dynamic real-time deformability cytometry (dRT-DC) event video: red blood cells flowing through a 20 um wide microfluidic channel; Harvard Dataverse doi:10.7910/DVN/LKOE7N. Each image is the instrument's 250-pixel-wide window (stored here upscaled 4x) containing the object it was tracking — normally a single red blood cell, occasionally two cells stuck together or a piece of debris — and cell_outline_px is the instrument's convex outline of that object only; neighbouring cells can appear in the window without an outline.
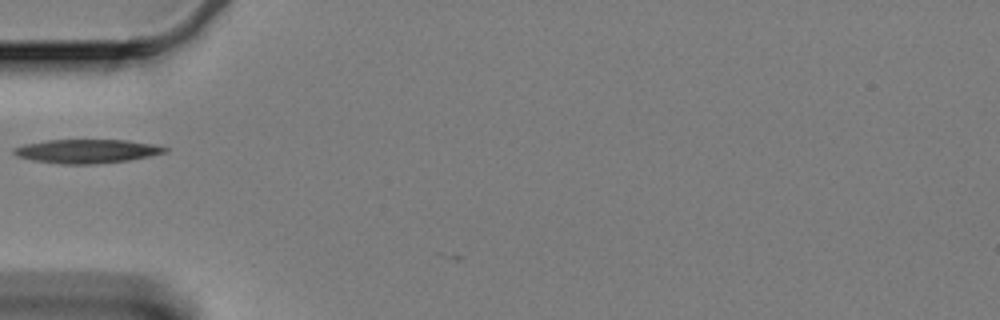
{"species": "Egyptian fruit bat (a non-hibernating species)", "species_latin": "Rousettus aegyptiacus", "temperature_condition": "cold", "stored_images_in_passage": 5, "camera_frame_rate_fps": 3000, "um_per_image_px": 0.085, "animal": {"sex": "female"}, "frame": {"image": 1, "passage_image": 2, "time_ms": 0.333, "image_size_px": [1000, 320], "cell_outline_px": [[168, 152], [128, 160], [96, 164], [60, 164], [32, 160], [16, 156], [12, 152], [12, 148], [24, 144], [48, 140], [128, 140], [152, 144], [168, 148]], "centroid_in_image_um": [7.34, 12.85], "position_along_channel_um": 77.7, "area_um2": 20.98}}